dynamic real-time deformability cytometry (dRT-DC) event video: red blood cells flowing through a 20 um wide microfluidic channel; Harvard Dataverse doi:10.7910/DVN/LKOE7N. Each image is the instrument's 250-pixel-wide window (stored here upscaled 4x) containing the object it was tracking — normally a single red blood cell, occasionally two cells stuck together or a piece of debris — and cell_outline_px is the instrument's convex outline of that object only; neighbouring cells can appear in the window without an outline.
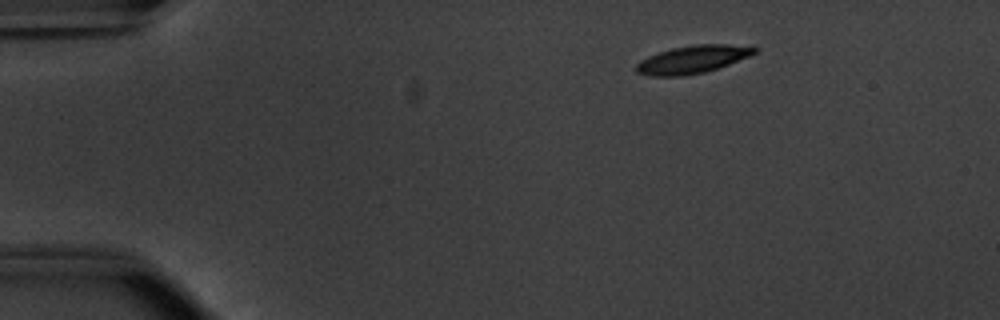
{"species": "common noctule bat (a hibernating species)", "species_latin": "Nyctalus noctula", "temperature_condition": "warm", "stored_images_in_passage": 46, "camera_frame_rate_fps": 3000, "um_per_image_px": 0.085, "animal": {"sex": "male", "body_mass_g": 20.1, "forearm_length_mm": 53.5}, "frame": {"image": 1, "passage_image": 1, "time_ms": 0.0, "image_size_px": [1000, 320], "cell_outline_px": [[756, 52], [748, 56], [728, 64], [704, 72], [684, 76], [652, 76], [636, 72], [636, 64], [640, 60], [648, 56], [672, 48], [696, 44], [728, 44], [756, 48]], "centroid_in_image_um": [58.81, 5.05], "position_along_channel_um": 26.2, "area_um2": 18.79}}
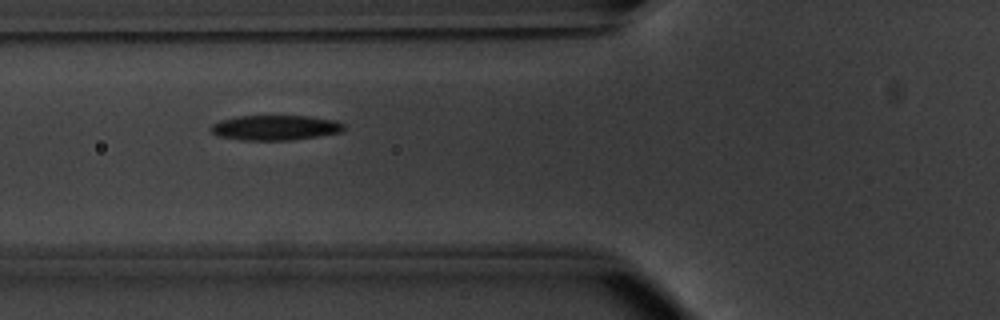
{"frame": {"image": 2, "passage_image": 13, "time_ms": 4.0, "image_size_px": [1000, 320], "cell_outline_px": [[344, 132], [320, 136], [292, 140], [240, 140], [216, 136], [208, 128], [212, 124], [220, 120], [236, 116], [312, 116], [336, 120], [344, 124]], "centroid_in_image_um": [23.4, 10.85], "position_along_channel_um": 102.4, "area_um2": 19.77}}
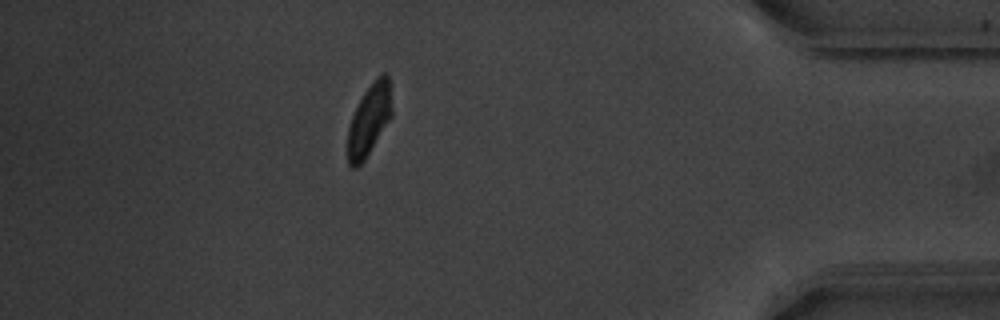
{"frame": {"image": 3, "passage_image": 40, "time_ms": 13.0, "image_size_px": [1000, 320], "cell_outline_px": [[392, 116], [364, 160], [356, 168], [352, 168], [348, 164], [348, 128], [352, 116], [364, 92], [376, 76], [384, 72], [388, 72], [392, 108]], "centroid_in_image_um": [31.39, 10.15], "position_along_channel_um": 403.8, "area_um2": 18.26}, "authors_computed_cell_mechanics": {"area_um2": 19.5653, "velocity_mm_per_s": 3.7856, "shape_relaxation_time_tau1_ms": 2.6088, "shape_relaxation_time_tau2_ms": 4.8189, "deformation_change_tau1": 0.1289, "deformation_change_tau2": 0.1173}}